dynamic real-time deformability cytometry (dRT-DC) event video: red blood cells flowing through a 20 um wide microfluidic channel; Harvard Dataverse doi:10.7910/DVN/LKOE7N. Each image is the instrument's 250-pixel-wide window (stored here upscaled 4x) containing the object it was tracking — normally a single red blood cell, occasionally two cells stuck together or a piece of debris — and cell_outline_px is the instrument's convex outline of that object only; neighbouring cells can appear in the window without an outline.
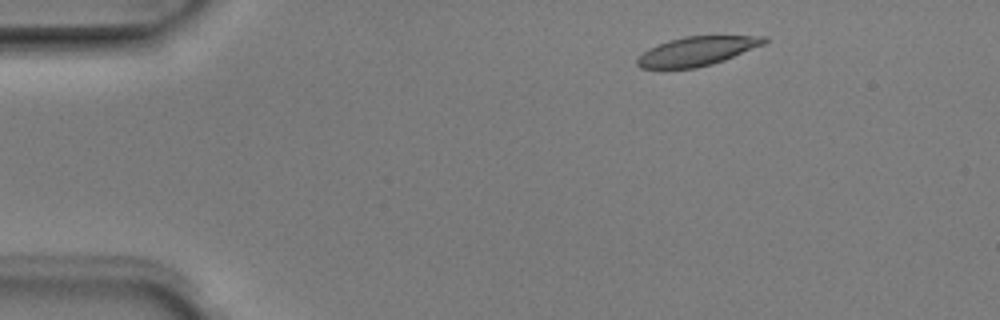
{"species": "Egyptian fruit bat (a non-hibernating species)", "species_latin": "Rousettus aegyptiacus", "temperature_condition": "room temperature", "stored_images_in_passage": 4, "camera_frame_rate_fps": 3000, "um_per_image_px": 0.085, "animal": {"sex": "male"}, "frame": {"image": 1, "passage_image": 2, "time_ms": 0.333, "image_size_px": [1000, 320], "cell_outline_px": [[768, 40], [764, 44], [724, 60], [712, 64], [696, 68], [640, 68], [636, 64], [636, 60], [648, 48], [668, 40], [684, 36], [768, 36]], "centroid_in_image_um": [59.23, 4.34], "position_along_channel_um": 25.8, "area_um2": 21.39}}